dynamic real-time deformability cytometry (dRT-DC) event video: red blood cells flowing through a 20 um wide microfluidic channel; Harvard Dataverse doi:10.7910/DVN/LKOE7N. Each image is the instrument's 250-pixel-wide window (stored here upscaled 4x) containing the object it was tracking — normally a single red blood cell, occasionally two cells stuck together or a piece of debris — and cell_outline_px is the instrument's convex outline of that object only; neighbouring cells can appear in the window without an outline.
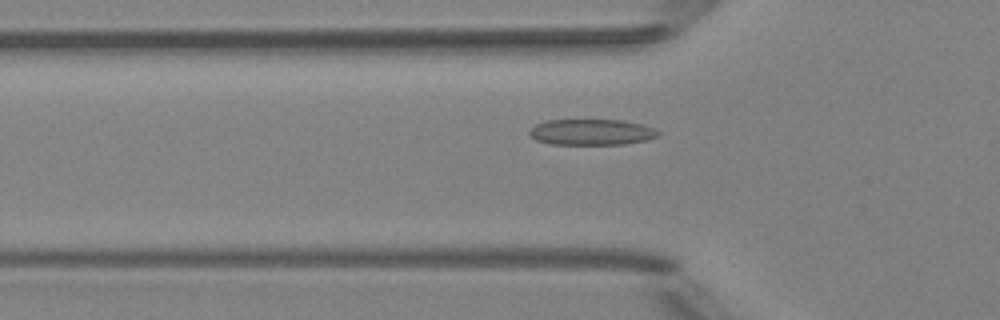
{"species": "Egyptian fruit bat (a non-hibernating species)", "species_latin": "Rousettus aegyptiacus", "temperature_condition": "room temperature", "stored_images_in_passage": 47, "camera_frame_rate_fps": 3000, "um_per_image_px": 0.085, "animal": {"sex": "female"}, "frame": {"image": 1, "passage_image": 13, "time_ms": 4.0, "image_size_px": [1000, 320], "cell_outline_px": [[660, 136], [644, 140], [624, 144], [552, 144], [536, 140], [528, 136], [528, 132], [536, 124], [548, 120], [624, 120], [656, 128], [660, 132]], "centroid_in_image_um": [50.28, 11.23], "position_along_channel_um": 75.5, "area_um2": 19.48}}
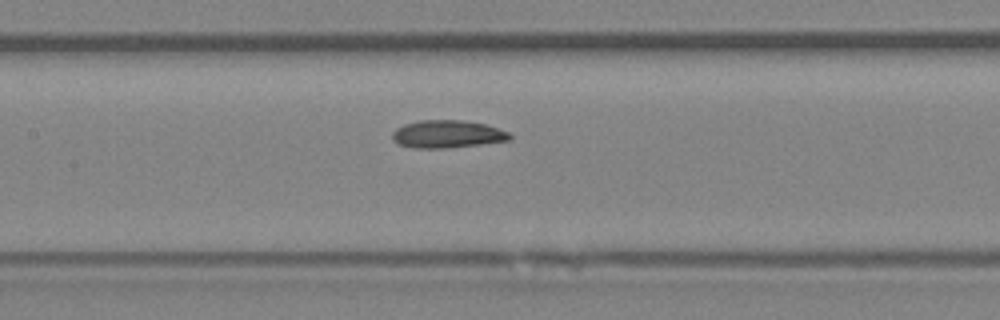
{"frame": {"image": 2, "passage_image": 20, "time_ms": 6.333, "image_size_px": [1000, 320], "cell_outline_px": [[512, 136], [508, 140], [480, 144], [448, 148], [412, 148], [396, 144], [392, 140], [392, 132], [396, 128], [404, 124], [420, 120], [464, 120], [484, 124], [508, 132]], "centroid_in_image_um": [37.95, 11.4], "position_along_channel_um": 169.5, "area_um2": 18.96}}
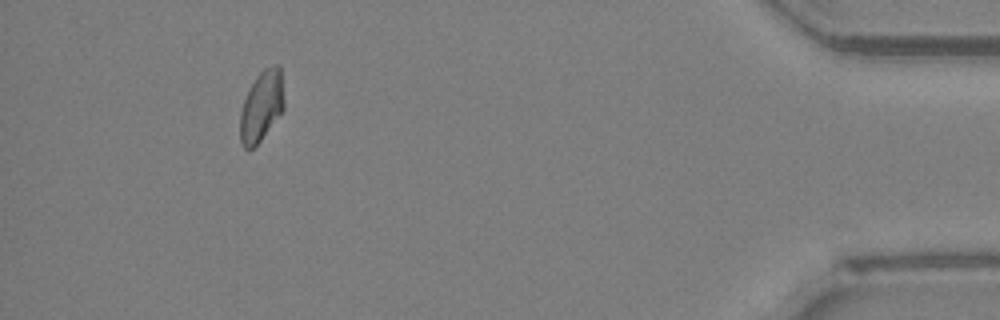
{"frame": {"image": 3, "passage_image": 43, "time_ms": 14.0, "image_size_px": [1000, 320], "cell_outline_px": [[284, 108], [260, 140], [248, 152], [240, 144], [240, 112], [248, 88], [256, 76], [264, 68], [276, 64], [280, 68], [284, 100]], "centroid_in_image_um": [22.2, 9.02], "position_along_channel_um": 413.0, "area_um2": 17.98}, "authors_computed_cell_mechanics": {"area_um2": 18.6116, "velocity_mm_per_s": 4.0234, "shape_relaxation_time_tau1_ms": 3.5706, "shape_relaxation_time_tau2_ms": 3.0843, "deformation_change_tau1": 0.0997, "deformation_change_tau2": 0.0813}}